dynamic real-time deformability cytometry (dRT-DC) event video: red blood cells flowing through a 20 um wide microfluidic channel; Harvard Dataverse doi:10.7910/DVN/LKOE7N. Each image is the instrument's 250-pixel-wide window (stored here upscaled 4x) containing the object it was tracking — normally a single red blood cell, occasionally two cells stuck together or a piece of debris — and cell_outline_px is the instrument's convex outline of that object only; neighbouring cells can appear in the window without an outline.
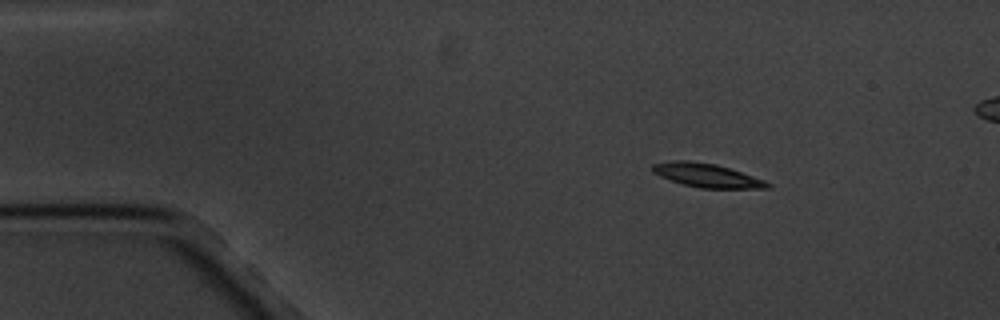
{"species": "common noctule bat (a hibernating species)", "species_latin": "Nyctalus noctula", "temperature_condition": "cold", "stored_images_in_passage": 5, "segment_of_instrument_passage": [1, 2], "camera_frame_rate_fps": 3000, "um_per_image_px": 0.085, "animal": {"sex": "male", "body_mass_g": 20.1, "forearm_length_mm": 53.5}, "frame": {"image": 1, "passage_image": 2, "time_ms": 1.0, "image_size_px": [1000, 320], "cell_outline_px": [[772, 188], [700, 188], [684, 184], [660, 176], [652, 172], [652, 164], [676, 160], [688, 160], [716, 164], [764, 180], [772, 184]], "centroid_in_image_um": [60.08, 14.9], "position_along_channel_um": 24.9, "area_um2": 15.66}}